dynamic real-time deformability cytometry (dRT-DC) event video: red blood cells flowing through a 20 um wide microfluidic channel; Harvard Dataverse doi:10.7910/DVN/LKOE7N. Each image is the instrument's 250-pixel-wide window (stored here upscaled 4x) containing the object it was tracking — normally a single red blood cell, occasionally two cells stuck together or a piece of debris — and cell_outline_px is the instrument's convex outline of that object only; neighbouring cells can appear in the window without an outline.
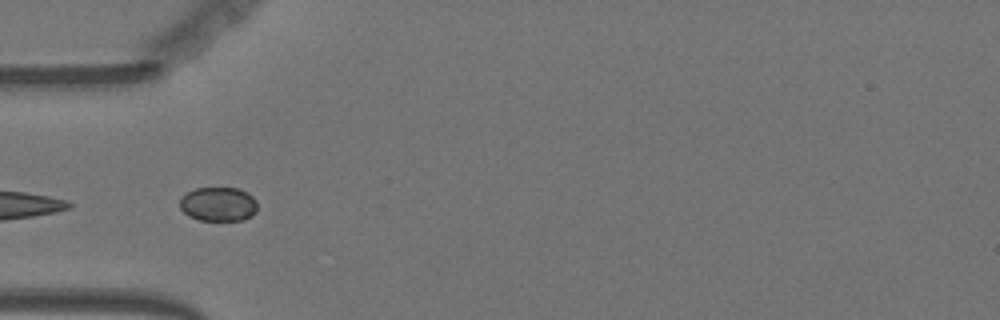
{"species": "Egyptian fruit bat (a non-hibernating species)", "species_latin": "Rousettus aegyptiacus", "temperature_condition": "warm", "stored_images_in_passage": 10, "camera_frame_rate_fps": 3000, "um_per_image_px": 0.085, "animal": {"sex": "female"}, "frame": {"image": 1, "passage_image": 2, "time_ms": 0.333, "image_size_px": [1000, 320], "cell_outline_px": [[256, 212], [252, 216], [244, 220], [200, 220], [188, 216], [180, 208], [180, 200], [188, 192], [196, 188], [236, 188], [248, 192], [256, 200]], "centroid_in_image_um": [18.58, 17.36], "position_along_channel_um": 66.4, "area_um2": 15.43}}